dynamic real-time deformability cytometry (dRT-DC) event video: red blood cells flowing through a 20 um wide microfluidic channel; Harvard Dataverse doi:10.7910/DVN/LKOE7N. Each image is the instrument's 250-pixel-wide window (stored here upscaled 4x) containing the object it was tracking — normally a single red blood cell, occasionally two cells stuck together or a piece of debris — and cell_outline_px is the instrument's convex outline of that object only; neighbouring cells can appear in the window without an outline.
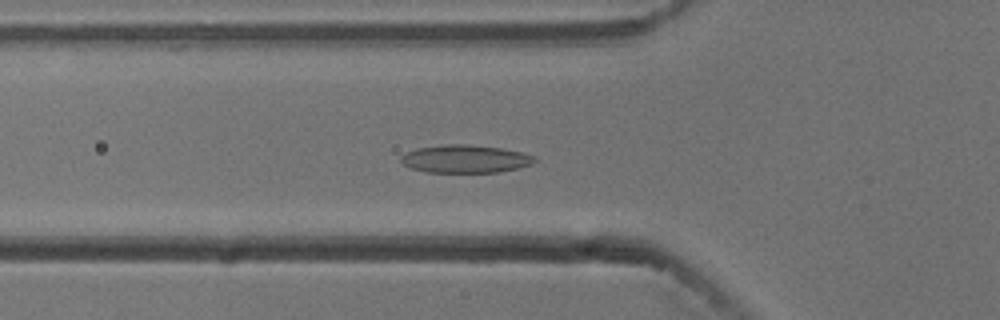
{"species": "common noctule bat (a hibernating species)", "species_latin": "Nyctalus noctula", "temperature_condition": "cold", "stored_images_in_passage": 56, "camera_frame_rate_fps": 3000, "um_per_image_px": 0.085, "animal": {"sex": "male", "body_mass_g": 13.3}, "frame": {"image": 1, "passage_image": 19, "time_ms": 6.0, "image_size_px": [1000, 320], "cell_outline_px": [[536, 160], [532, 164], [520, 168], [500, 172], [428, 172], [412, 168], [404, 164], [400, 160], [400, 156], [416, 148], [448, 144], [464, 144], [500, 148], [520, 152], [532, 156]], "centroid_in_image_um": [39.54, 13.51], "position_along_channel_um": 86.3, "area_um2": 21.5}}
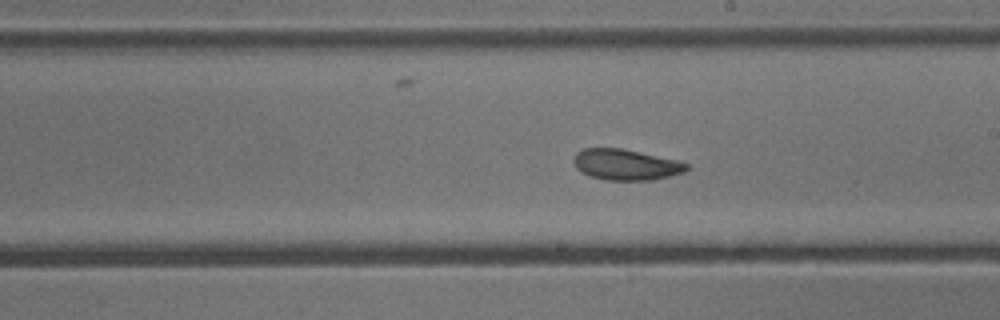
{"frame": {"image": 2, "passage_image": 31, "time_ms": 10.0, "image_size_px": [1000, 320], "cell_outline_px": [[688, 168], [684, 172], [652, 180], [608, 180], [588, 176], [580, 172], [576, 168], [572, 160], [576, 152], [584, 148], [620, 148], [676, 160], [688, 164]], "centroid_in_image_um": [53.13, 14.0], "position_along_channel_um": 235.9, "area_um2": 20.23}}
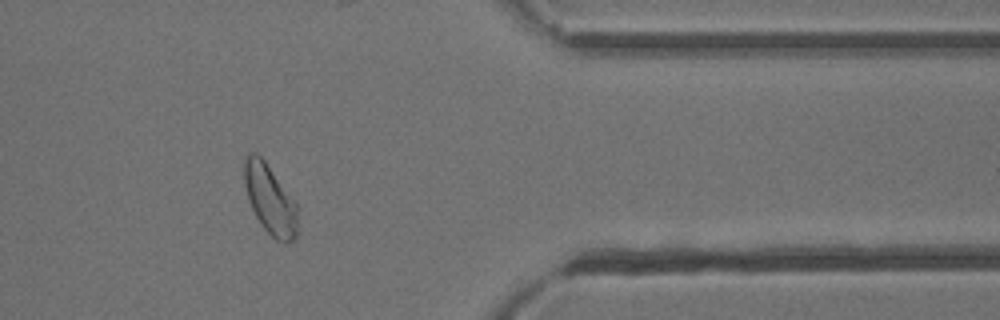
{"frame": {"image": 3, "passage_image": 45, "time_ms": 14.667, "image_size_px": [1000, 320], "cell_outline_px": [[300, 208], [296, 240], [284, 244], [276, 240], [264, 228], [256, 216], [248, 200], [244, 184], [244, 156], [248, 152], [256, 152], [264, 160]], "centroid_in_image_um": [22.98, 16.98], "position_along_channel_um": 388.4, "area_um2": 22.02}, "authors_computed_cell_mechanics": {"area_um2": 21.8773, "velocity_mm_per_s": 3.726, "shape_relaxation_time_tau1_ms": 5.9925, "shape_relaxation_time_tau2_ms": 3.9195, "deformation_change_tau1": 0.1376, "deformation_change_tau2": 0.0785}}